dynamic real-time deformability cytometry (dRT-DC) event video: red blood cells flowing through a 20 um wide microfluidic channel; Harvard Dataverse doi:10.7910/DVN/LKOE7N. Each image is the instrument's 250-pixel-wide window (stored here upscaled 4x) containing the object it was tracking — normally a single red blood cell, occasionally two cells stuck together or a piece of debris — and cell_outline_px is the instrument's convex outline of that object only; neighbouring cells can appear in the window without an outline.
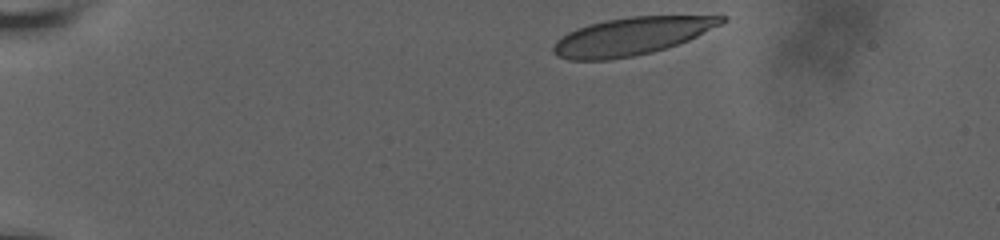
{"species": "human", "species_latin": "Homo sapiens", "temperature_condition": "room temperature", "stored_images_in_passage": 13, "camera_frame_rate_fps": 3000, "um_per_image_px": 0.085, "donor": {"sex": "male"}, "frame": {"image": 1, "passage_image": 1, "time_ms": 0.0, "image_size_px": [1000, 240], "cell_outline_px": [[728, 20], [688, 40], [652, 52], [632, 56], [608, 60], [568, 60], [556, 56], [552, 52], [552, 48], [556, 40], [568, 32], [576, 28], [588, 24], [604, 20], [632, 16], [728, 16]], "centroid_in_image_um": [53.61, 3.08], "position_along_channel_um": 31.4, "area_um2": 36.76}}
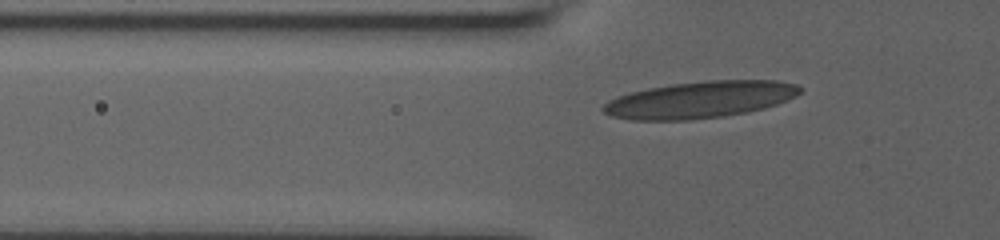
{"frame": {"image": 2, "passage_image": 10, "time_ms": 3.333, "image_size_px": [1000, 240], "cell_outline_px": [[804, 88], [796, 96], [776, 104], [764, 108], [748, 112], [720, 116], [688, 120], [632, 120], [612, 116], [604, 112], [600, 108], [608, 100], [616, 96], [648, 88], [672, 84], [704, 80], [776, 80], [796, 84]], "centroid_in_image_um": [59.5, 8.46], "position_along_channel_um": 66.3, "area_um2": 42.14}}
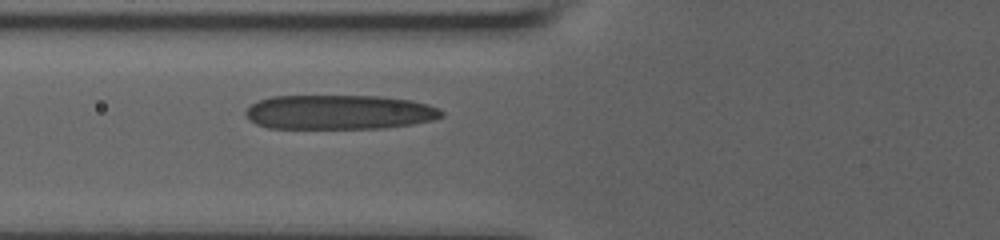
{"frame": {"image": 3, "passage_image": 13, "time_ms": 4.333, "image_size_px": [1000, 240], "cell_outline_px": [[444, 116], [432, 120], [412, 124], [384, 128], [268, 128], [256, 124], [244, 112], [252, 104], [260, 100], [272, 96], [380, 96], [408, 100], [428, 104], [440, 108], [444, 112]], "centroid_in_image_um": [28.87, 9.53], "position_along_channel_um": 96.9, "area_um2": 39.3}}